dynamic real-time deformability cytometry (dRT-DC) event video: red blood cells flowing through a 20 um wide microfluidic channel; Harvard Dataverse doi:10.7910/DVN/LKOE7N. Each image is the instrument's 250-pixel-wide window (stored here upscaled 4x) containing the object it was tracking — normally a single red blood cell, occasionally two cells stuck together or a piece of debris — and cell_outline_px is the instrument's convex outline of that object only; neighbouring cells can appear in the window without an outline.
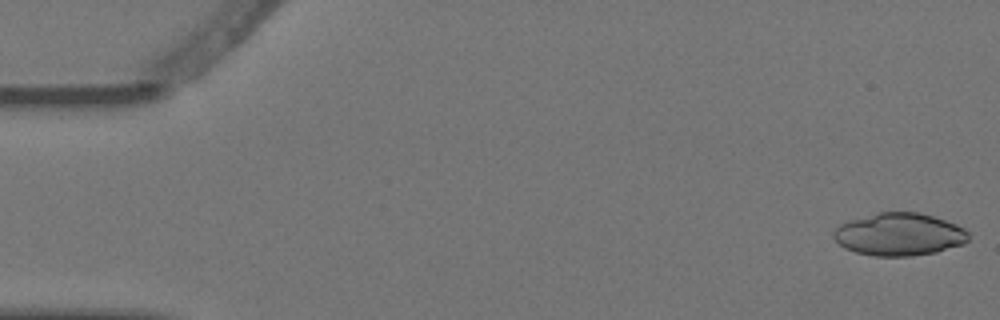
{"species": "Egyptian fruit bat (a non-hibernating species)", "species_latin": "Rousettus aegyptiacus", "temperature_condition": "warm", "stored_images_in_passage": 4, "camera_frame_rate_fps": 3000, "um_per_image_px": 0.085, "animal": {"sex": "female"}, "frame": {"image": 1, "passage_image": 1, "time_ms": 0.0, "image_size_px": [1000, 320], "cell_outline_px": [[968, 240], [964, 244], [936, 252], [912, 256], [872, 256], [856, 252], [844, 248], [832, 236], [832, 232], [840, 224], [852, 220], [880, 212], [920, 212], [956, 224], [964, 228], [968, 232]], "centroid_in_image_um": [76.44, 19.93], "position_along_channel_um": 8.6, "area_um2": 33.41}}